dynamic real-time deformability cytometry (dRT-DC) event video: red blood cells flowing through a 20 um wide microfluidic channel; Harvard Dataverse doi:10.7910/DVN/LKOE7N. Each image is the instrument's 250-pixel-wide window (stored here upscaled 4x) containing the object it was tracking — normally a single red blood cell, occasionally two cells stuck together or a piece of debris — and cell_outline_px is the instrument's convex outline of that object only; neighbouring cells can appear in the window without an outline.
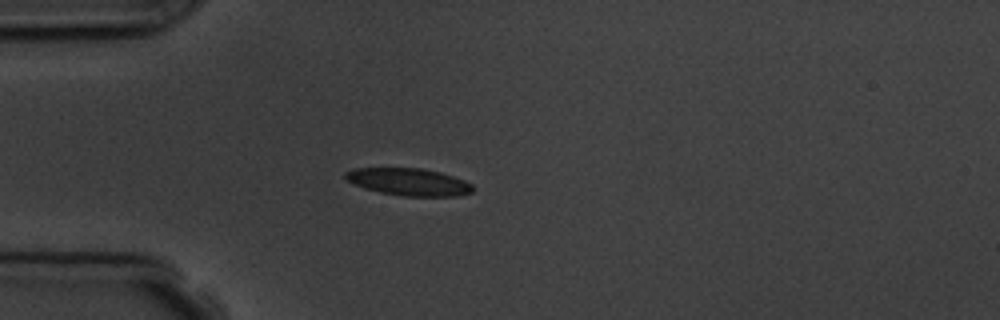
{"species": "common noctule bat (a hibernating species)", "species_latin": "Nyctalus noctula", "temperature_condition": "room temperature", "stored_images_in_passage": 1, "camera_frame_rate_fps": 3000, "um_per_image_px": 0.085, "animal": {"sex": "male", "body_mass_g": 19.5, "forearm_length_mm": 54.6}, "frame": {"image": 1, "passage_image": 1, "time_ms": 0.0, "image_size_px": [1000, 320], "cell_outline_px": [[472, 192], [460, 196], [400, 196], [380, 192], [364, 188], [348, 180], [344, 176], [344, 172], [356, 168], [420, 168], [440, 172], [464, 180], [472, 184]], "centroid_in_image_um": [34.75, 15.46], "position_along_channel_um": 50.2, "area_um2": 20.17}}